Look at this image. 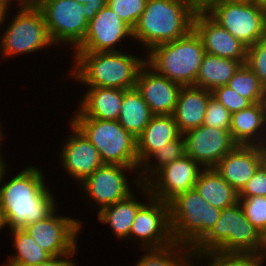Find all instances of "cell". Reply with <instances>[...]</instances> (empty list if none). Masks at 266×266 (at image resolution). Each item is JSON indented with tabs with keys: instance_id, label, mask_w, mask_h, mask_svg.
I'll return each instance as SVG.
<instances>
[{
	"instance_id": "obj_1",
	"label": "cell",
	"mask_w": 266,
	"mask_h": 266,
	"mask_svg": "<svg viewBox=\"0 0 266 266\" xmlns=\"http://www.w3.org/2000/svg\"><path fill=\"white\" fill-rule=\"evenodd\" d=\"M43 181L41 171L28 167L0 187L3 219L11 230L23 229L56 211L55 200Z\"/></svg>"
},
{
	"instance_id": "obj_2",
	"label": "cell",
	"mask_w": 266,
	"mask_h": 266,
	"mask_svg": "<svg viewBox=\"0 0 266 266\" xmlns=\"http://www.w3.org/2000/svg\"><path fill=\"white\" fill-rule=\"evenodd\" d=\"M195 12L187 0H147L132 38L148 49L179 39L193 29Z\"/></svg>"
},
{
	"instance_id": "obj_3",
	"label": "cell",
	"mask_w": 266,
	"mask_h": 266,
	"mask_svg": "<svg viewBox=\"0 0 266 266\" xmlns=\"http://www.w3.org/2000/svg\"><path fill=\"white\" fill-rule=\"evenodd\" d=\"M71 75L90 87L128 90L136 87L140 69L146 63L124 52H76ZM77 66V67H76Z\"/></svg>"
},
{
	"instance_id": "obj_4",
	"label": "cell",
	"mask_w": 266,
	"mask_h": 266,
	"mask_svg": "<svg viewBox=\"0 0 266 266\" xmlns=\"http://www.w3.org/2000/svg\"><path fill=\"white\" fill-rule=\"evenodd\" d=\"M204 54L201 38L191 29L179 39L152 47L146 63L181 86H194Z\"/></svg>"
},
{
	"instance_id": "obj_5",
	"label": "cell",
	"mask_w": 266,
	"mask_h": 266,
	"mask_svg": "<svg viewBox=\"0 0 266 266\" xmlns=\"http://www.w3.org/2000/svg\"><path fill=\"white\" fill-rule=\"evenodd\" d=\"M260 232L246 219L238 202L221 209L212 229L192 248L193 254L212 250L258 253Z\"/></svg>"
},
{
	"instance_id": "obj_6",
	"label": "cell",
	"mask_w": 266,
	"mask_h": 266,
	"mask_svg": "<svg viewBox=\"0 0 266 266\" xmlns=\"http://www.w3.org/2000/svg\"><path fill=\"white\" fill-rule=\"evenodd\" d=\"M174 243L193 248L214 226L221 209L213 207L195 190L176 195L169 202Z\"/></svg>"
},
{
	"instance_id": "obj_7",
	"label": "cell",
	"mask_w": 266,
	"mask_h": 266,
	"mask_svg": "<svg viewBox=\"0 0 266 266\" xmlns=\"http://www.w3.org/2000/svg\"><path fill=\"white\" fill-rule=\"evenodd\" d=\"M71 124L98 150L104 164L139 167L136 138L118 121L73 118Z\"/></svg>"
},
{
	"instance_id": "obj_8",
	"label": "cell",
	"mask_w": 266,
	"mask_h": 266,
	"mask_svg": "<svg viewBox=\"0 0 266 266\" xmlns=\"http://www.w3.org/2000/svg\"><path fill=\"white\" fill-rule=\"evenodd\" d=\"M206 13L247 48L266 36V7L249 0H221Z\"/></svg>"
},
{
	"instance_id": "obj_9",
	"label": "cell",
	"mask_w": 266,
	"mask_h": 266,
	"mask_svg": "<svg viewBox=\"0 0 266 266\" xmlns=\"http://www.w3.org/2000/svg\"><path fill=\"white\" fill-rule=\"evenodd\" d=\"M35 4L54 44L63 41L77 47L83 41L88 30L86 4L75 0H35Z\"/></svg>"
},
{
	"instance_id": "obj_10",
	"label": "cell",
	"mask_w": 266,
	"mask_h": 266,
	"mask_svg": "<svg viewBox=\"0 0 266 266\" xmlns=\"http://www.w3.org/2000/svg\"><path fill=\"white\" fill-rule=\"evenodd\" d=\"M16 16L1 39L4 56L36 52L53 43L42 11L36 4L20 8Z\"/></svg>"
},
{
	"instance_id": "obj_11",
	"label": "cell",
	"mask_w": 266,
	"mask_h": 266,
	"mask_svg": "<svg viewBox=\"0 0 266 266\" xmlns=\"http://www.w3.org/2000/svg\"><path fill=\"white\" fill-rule=\"evenodd\" d=\"M150 204H143L133 220L130 235L142 241V250L164 248L174 243L170 225L169 204L150 196L149 188L142 184ZM152 202V203H151ZM148 247V248H147Z\"/></svg>"
},
{
	"instance_id": "obj_12",
	"label": "cell",
	"mask_w": 266,
	"mask_h": 266,
	"mask_svg": "<svg viewBox=\"0 0 266 266\" xmlns=\"http://www.w3.org/2000/svg\"><path fill=\"white\" fill-rule=\"evenodd\" d=\"M55 213L23 229L51 256L74 255L81 222L70 217H58Z\"/></svg>"
},
{
	"instance_id": "obj_13",
	"label": "cell",
	"mask_w": 266,
	"mask_h": 266,
	"mask_svg": "<svg viewBox=\"0 0 266 266\" xmlns=\"http://www.w3.org/2000/svg\"><path fill=\"white\" fill-rule=\"evenodd\" d=\"M182 135L185 154L205 168H214L237 145L230 130L216 127L201 125Z\"/></svg>"
},
{
	"instance_id": "obj_14",
	"label": "cell",
	"mask_w": 266,
	"mask_h": 266,
	"mask_svg": "<svg viewBox=\"0 0 266 266\" xmlns=\"http://www.w3.org/2000/svg\"><path fill=\"white\" fill-rule=\"evenodd\" d=\"M198 165L186 154L166 165L146 183L150 196L168 203L176 195L194 189L201 171Z\"/></svg>"
},
{
	"instance_id": "obj_15",
	"label": "cell",
	"mask_w": 266,
	"mask_h": 266,
	"mask_svg": "<svg viewBox=\"0 0 266 266\" xmlns=\"http://www.w3.org/2000/svg\"><path fill=\"white\" fill-rule=\"evenodd\" d=\"M129 36L133 37V29L106 5L88 23L86 36L75 52H117L114 44Z\"/></svg>"
},
{
	"instance_id": "obj_16",
	"label": "cell",
	"mask_w": 266,
	"mask_h": 266,
	"mask_svg": "<svg viewBox=\"0 0 266 266\" xmlns=\"http://www.w3.org/2000/svg\"><path fill=\"white\" fill-rule=\"evenodd\" d=\"M139 167L122 166L118 164H103L91 175L83 179L81 184L87 195L92 198L101 209L115 204L132 194L128 187L124 170Z\"/></svg>"
},
{
	"instance_id": "obj_17",
	"label": "cell",
	"mask_w": 266,
	"mask_h": 266,
	"mask_svg": "<svg viewBox=\"0 0 266 266\" xmlns=\"http://www.w3.org/2000/svg\"><path fill=\"white\" fill-rule=\"evenodd\" d=\"M193 29L202 40L205 53L232 60L246 61L247 47L206 12H195Z\"/></svg>"
},
{
	"instance_id": "obj_18",
	"label": "cell",
	"mask_w": 266,
	"mask_h": 266,
	"mask_svg": "<svg viewBox=\"0 0 266 266\" xmlns=\"http://www.w3.org/2000/svg\"><path fill=\"white\" fill-rule=\"evenodd\" d=\"M181 88L180 84L158 74L147 63L138 73L136 89L154 115H173Z\"/></svg>"
},
{
	"instance_id": "obj_19",
	"label": "cell",
	"mask_w": 266,
	"mask_h": 266,
	"mask_svg": "<svg viewBox=\"0 0 266 266\" xmlns=\"http://www.w3.org/2000/svg\"><path fill=\"white\" fill-rule=\"evenodd\" d=\"M261 165L257 145H236L214 168L239 193Z\"/></svg>"
},
{
	"instance_id": "obj_20",
	"label": "cell",
	"mask_w": 266,
	"mask_h": 266,
	"mask_svg": "<svg viewBox=\"0 0 266 266\" xmlns=\"http://www.w3.org/2000/svg\"><path fill=\"white\" fill-rule=\"evenodd\" d=\"M72 128L75 134L67 140L61 152L63 167L74 179L82 181L104 163L93 144L76 127L72 125Z\"/></svg>"
},
{
	"instance_id": "obj_21",
	"label": "cell",
	"mask_w": 266,
	"mask_h": 266,
	"mask_svg": "<svg viewBox=\"0 0 266 266\" xmlns=\"http://www.w3.org/2000/svg\"><path fill=\"white\" fill-rule=\"evenodd\" d=\"M180 135L173 115H153L149 124L136 139L139 168L149 161L156 150L176 140Z\"/></svg>"
},
{
	"instance_id": "obj_22",
	"label": "cell",
	"mask_w": 266,
	"mask_h": 266,
	"mask_svg": "<svg viewBox=\"0 0 266 266\" xmlns=\"http://www.w3.org/2000/svg\"><path fill=\"white\" fill-rule=\"evenodd\" d=\"M211 91L196 86H182L173 116L181 134L203 125Z\"/></svg>"
},
{
	"instance_id": "obj_23",
	"label": "cell",
	"mask_w": 266,
	"mask_h": 266,
	"mask_svg": "<svg viewBox=\"0 0 266 266\" xmlns=\"http://www.w3.org/2000/svg\"><path fill=\"white\" fill-rule=\"evenodd\" d=\"M75 118H95L117 121L124 90L109 87H89Z\"/></svg>"
},
{
	"instance_id": "obj_24",
	"label": "cell",
	"mask_w": 266,
	"mask_h": 266,
	"mask_svg": "<svg viewBox=\"0 0 266 266\" xmlns=\"http://www.w3.org/2000/svg\"><path fill=\"white\" fill-rule=\"evenodd\" d=\"M194 189L213 207L224 209L239 201V193L230 186L215 168H204L199 173Z\"/></svg>"
},
{
	"instance_id": "obj_25",
	"label": "cell",
	"mask_w": 266,
	"mask_h": 266,
	"mask_svg": "<svg viewBox=\"0 0 266 266\" xmlns=\"http://www.w3.org/2000/svg\"><path fill=\"white\" fill-rule=\"evenodd\" d=\"M246 61H238L205 53L194 86L213 91L227 85Z\"/></svg>"
},
{
	"instance_id": "obj_26",
	"label": "cell",
	"mask_w": 266,
	"mask_h": 266,
	"mask_svg": "<svg viewBox=\"0 0 266 266\" xmlns=\"http://www.w3.org/2000/svg\"><path fill=\"white\" fill-rule=\"evenodd\" d=\"M264 124H266V103H254L246 109L231 114L230 135L237 145H256L252 139L255 138L257 131L263 129Z\"/></svg>"
},
{
	"instance_id": "obj_27",
	"label": "cell",
	"mask_w": 266,
	"mask_h": 266,
	"mask_svg": "<svg viewBox=\"0 0 266 266\" xmlns=\"http://www.w3.org/2000/svg\"><path fill=\"white\" fill-rule=\"evenodd\" d=\"M153 115L150 107L136 87L124 90L122 107L117 121L133 137L137 139L149 124Z\"/></svg>"
},
{
	"instance_id": "obj_28",
	"label": "cell",
	"mask_w": 266,
	"mask_h": 266,
	"mask_svg": "<svg viewBox=\"0 0 266 266\" xmlns=\"http://www.w3.org/2000/svg\"><path fill=\"white\" fill-rule=\"evenodd\" d=\"M143 205L135 200L133 193L98 212V220L109 223L117 237L130 235V229L138 209Z\"/></svg>"
},
{
	"instance_id": "obj_29",
	"label": "cell",
	"mask_w": 266,
	"mask_h": 266,
	"mask_svg": "<svg viewBox=\"0 0 266 266\" xmlns=\"http://www.w3.org/2000/svg\"><path fill=\"white\" fill-rule=\"evenodd\" d=\"M12 233L17 255L10 258L4 266H34L52 257L24 229H13Z\"/></svg>"
},
{
	"instance_id": "obj_30",
	"label": "cell",
	"mask_w": 266,
	"mask_h": 266,
	"mask_svg": "<svg viewBox=\"0 0 266 266\" xmlns=\"http://www.w3.org/2000/svg\"><path fill=\"white\" fill-rule=\"evenodd\" d=\"M183 245L184 244L172 243L171 245L164 248L150 249V250L147 249V251L149 252L146 253L143 256V258H141V260L138 261V263H136L137 264L136 266H193L190 265V262H188V260L185 259L186 257L189 259L191 255L192 257L194 256L193 250L192 248L189 249L187 248L188 246L186 245L183 246ZM180 247L184 251H182ZM185 247L187 250L185 249ZM174 248L178 249L177 252L180 253L178 254L176 251H174L176 250Z\"/></svg>"
},
{
	"instance_id": "obj_31",
	"label": "cell",
	"mask_w": 266,
	"mask_h": 266,
	"mask_svg": "<svg viewBox=\"0 0 266 266\" xmlns=\"http://www.w3.org/2000/svg\"><path fill=\"white\" fill-rule=\"evenodd\" d=\"M227 85L252 104L266 100V88L246 64L236 71Z\"/></svg>"
},
{
	"instance_id": "obj_32",
	"label": "cell",
	"mask_w": 266,
	"mask_h": 266,
	"mask_svg": "<svg viewBox=\"0 0 266 266\" xmlns=\"http://www.w3.org/2000/svg\"><path fill=\"white\" fill-rule=\"evenodd\" d=\"M183 155H185L184 138H183V135L181 134L176 140L169 142L167 145H164L163 148L156 150L151 155V157L154 156L157 159L156 161L159 162V164H158L159 166L156 165L155 168H154V166H152L150 169L148 162L144 163L145 165H141L142 167L145 166L147 168L145 171V172H147V174H149V172H151L152 175L149 174L150 176H148L145 174V175H143V178H142L143 180L140 179V177H139L138 178L139 181H138V179L135 181L138 182V185L141 184L142 182H143L142 184H146L151 179V176L152 177L155 176V174L159 170L164 168L166 165H169L174 160L181 158ZM147 176L150 178H147Z\"/></svg>"
},
{
	"instance_id": "obj_33",
	"label": "cell",
	"mask_w": 266,
	"mask_h": 266,
	"mask_svg": "<svg viewBox=\"0 0 266 266\" xmlns=\"http://www.w3.org/2000/svg\"><path fill=\"white\" fill-rule=\"evenodd\" d=\"M203 256L212 258V262L208 266H261L263 260L258 257L257 253H238L223 252L212 250L202 254H194L193 257ZM201 256V257H200Z\"/></svg>"
},
{
	"instance_id": "obj_34",
	"label": "cell",
	"mask_w": 266,
	"mask_h": 266,
	"mask_svg": "<svg viewBox=\"0 0 266 266\" xmlns=\"http://www.w3.org/2000/svg\"><path fill=\"white\" fill-rule=\"evenodd\" d=\"M146 2L147 0H108L106 5L133 29L145 10Z\"/></svg>"
},
{
	"instance_id": "obj_35",
	"label": "cell",
	"mask_w": 266,
	"mask_h": 266,
	"mask_svg": "<svg viewBox=\"0 0 266 266\" xmlns=\"http://www.w3.org/2000/svg\"><path fill=\"white\" fill-rule=\"evenodd\" d=\"M239 203L246 219L260 233L266 229V196L239 198Z\"/></svg>"
},
{
	"instance_id": "obj_36",
	"label": "cell",
	"mask_w": 266,
	"mask_h": 266,
	"mask_svg": "<svg viewBox=\"0 0 266 266\" xmlns=\"http://www.w3.org/2000/svg\"><path fill=\"white\" fill-rule=\"evenodd\" d=\"M245 64L266 88V36L247 48Z\"/></svg>"
},
{
	"instance_id": "obj_37",
	"label": "cell",
	"mask_w": 266,
	"mask_h": 266,
	"mask_svg": "<svg viewBox=\"0 0 266 266\" xmlns=\"http://www.w3.org/2000/svg\"><path fill=\"white\" fill-rule=\"evenodd\" d=\"M203 125L230 130L231 113L220 102L211 97L206 107Z\"/></svg>"
},
{
	"instance_id": "obj_38",
	"label": "cell",
	"mask_w": 266,
	"mask_h": 266,
	"mask_svg": "<svg viewBox=\"0 0 266 266\" xmlns=\"http://www.w3.org/2000/svg\"><path fill=\"white\" fill-rule=\"evenodd\" d=\"M211 93L212 97L220 102L231 114L252 105L247 98L238 94L228 85L217 87Z\"/></svg>"
},
{
	"instance_id": "obj_39",
	"label": "cell",
	"mask_w": 266,
	"mask_h": 266,
	"mask_svg": "<svg viewBox=\"0 0 266 266\" xmlns=\"http://www.w3.org/2000/svg\"><path fill=\"white\" fill-rule=\"evenodd\" d=\"M266 196V167L262 164L239 192V198Z\"/></svg>"
},
{
	"instance_id": "obj_40",
	"label": "cell",
	"mask_w": 266,
	"mask_h": 266,
	"mask_svg": "<svg viewBox=\"0 0 266 266\" xmlns=\"http://www.w3.org/2000/svg\"><path fill=\"white\" fill-rule=\"evenodd\" d=\"M80 4H86V20L89 23L103 7L106 6L108 0H75Z\"/></svg>"
},
{
	"instance_id": "obj_41",
	"label": "cell",
	"mask_w": 266,
	"mask_h": 266,
	"mask_svg": "<svg viewBox=\"0 0 266 266\" xmlns=\"http://www.w3.org/2000/svg\"><path fill=\"white\" fill-rule=\"evenodd\" d=\"M62 256L66 257V260H64V258L60 259ZM68 256L72 257L73 255L52 256L47 261L34 266H76L75 263H73L72 261H68L69 260L67 259L69 258Z\"/></svg>"
},
{
	"instance_id": "obj_42",
	"label": "cell",
	"mask_w": 266,
	"mask_h": 266,
	"mask_svg": "<svg viewBox=\"0 0 266 266\" xmlns=\"http://www.w3.org/2000/svg\"><path fill=\"white\" fill-rule=\"evenodd\" d=\"M196 12H206L214 3L221 0H187Z\"/></svg>"
},
{
	"instance_id": "obj_43",
	"label": "cell",
	"mask_w": 266,
	"mask_h": 266,
	"mask_svg": "<svg viewBox=\"0 0 266 266\" xmlns=\"http://www.w3.org/2000/svg\"><path fill=\"white\" fill-rule=\"evenodd\" d=\"M258 257L262 260L266 258V229H264L260 234V247L257 253ZM264 255V256H263Z\"/></svg>"
},
{
	"instance_id": "obj_44",
	"label": "cell",
	"mask_w": 266,
	"mask_h": 266,
	"mask_svg": "<svg viewBox=\"0 0 266 266\" xmlns=\"http://www.w3.org/2000/svg\"><path fill=\"white\" fill-rule=\"evenodd\" d=\"M10 1L12 0H0V7L4 10V11H7L8 9V6H9V3ZM20 1V0H19ZM22 4H21V9L23 8H27V7H30L32 5L35 4V0H21Z\"/></svg>"
},
{
	"instance_id": "obj_45",
	"label": "cell",
	"mask_w": 266,
	"mask_h": 266,
	"mask_svg": "<svg viewBox=\"0 0 266 266\" xmlns=\"http://www.w3.org/2000/svg\"><path fill=\"white\" fill-rule=\"evenodd\" d=\"M261 141L256 142V145L258 146L260 152H261V156H262V164L266 167V145L264 146L263 144H265V141H263L262 139H260ZM264 142V143H263ZM258 143V144H257Z\"/></svg>"
},
{
	"instance_id": "obj_46",
	"label": "cell",
	"mask_w": 266,
	"mask_h": 266,
	"mask_svg": "<svg viewBox=\"0 0 266 266\" xmlns=\"http://www.w3.org/2000/svg\"><path fill=\"white\" fill-rule=\"evenodd\" d=\"M4 172H5V166H4V163L0 157V183L2 182V178L4 177L3 175L6 174Z\"/></svg>"
},
{
	"instance_id": "obj_47",
	"label": "cell",
	"mask_w": 266,
	"mask_h": 266,
	"mask_svg": "<svg viewBox=\"0 0 266 266\" xmlns=\"http://www.w3.org/2000/svg\"><path fill=\"white\" fill-rule=\"evenodd\" d=\"M7 11H4L1 7H0V26L2 24V22H4L5 20V15H6Z\"/></svg>"
},
{
	"instance_id": "obj_48",
	"label": "cell",
	"mask_w": 266,
	"mask_h": 266,
	"mask_svg": "<svg viewBox=\"0 0 266 266\" xmlns=\"http://www.w3.org/2000/svg\"><path fill=\"white\" fill-rule=\"evenodd\" d=\"M5 225L6 224L4 222L2 210H1V207H0V229L3 228Z\"/></svg>"
},
{
	"instance_id": "obj_49",
	"label": "cell",
	"mask_w": 266,
	"mask_h": 266,
	"mask_svg": "<svg viewBox=\"0 0 266 266\" xmlns=\"http://www.w3.org/2000/svg\"><path fill=\"white\" fill-rule=\"evenodd\" d=\"M251 2H254L256 4H260L266 7V0H250Z\"/></svg>"
},
{
	"instance_id": "obj_50",
	"label": "cell",
	"mask_w": 266,
	"mask_h": 266,
	"mask_svg": "<svg viewBox=\"0 0 266 266\" xmlns=\"http://www.w3.org/2000/svg\"><path fill=\"white\" fill-rule=\"evenodd\" d=\"M0 128H1V127H0ZM0 131H1V130H0ZM1 135H2V132H0V140H1V139H2V137H3V136H1Z\"/></svg>"
}]
</instances>
